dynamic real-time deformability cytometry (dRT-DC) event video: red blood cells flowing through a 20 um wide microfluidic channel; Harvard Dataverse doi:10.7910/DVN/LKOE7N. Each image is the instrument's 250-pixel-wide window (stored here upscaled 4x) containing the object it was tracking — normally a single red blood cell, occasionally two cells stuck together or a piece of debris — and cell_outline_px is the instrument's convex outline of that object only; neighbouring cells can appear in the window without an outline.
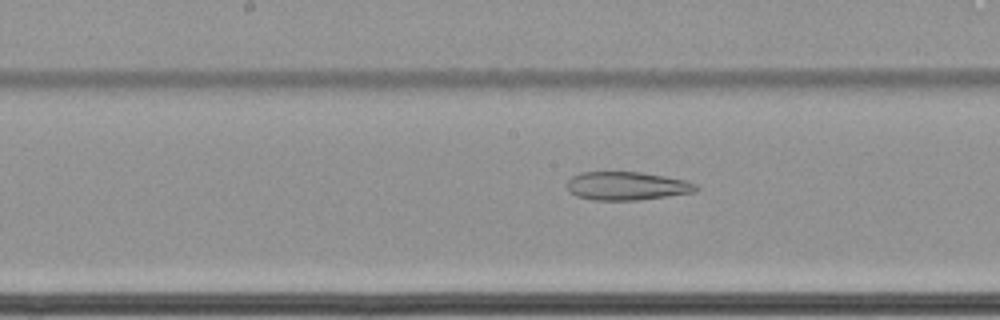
{"species": "common noctule bat (a hibernating species)", "species_latin": "Nyctalus noctula", "temperature_condition": "cold", "stored_images_in_passage": 36, "camera_frame_rate_fps": 3000, "um_per_image_px": 0.085, "animal": {"sex": "female", "body_mass_g": 22.7, "forearm_length_mm": 54.2}, "frame": {"image": 1, "passage_image": 31, "time_ms": 10.0, "image_size_px": [1000, 320], "cell_outline_px": [[700, 188], [696, 192], [668, 196], [636, 200], [592, 200], [576, 196], [568, 192], [568, 180], [572, 176], [580, 172], [640, 172], [688, 180], [696, 184]], "centroid_in_image_um": [53.3, 15.8], "position_along_channel_um": 194.9, "area_um2": 21.5}}